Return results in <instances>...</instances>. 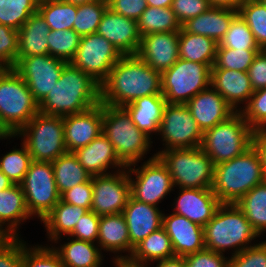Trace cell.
<instances>
[{
	"label": "cell",
	"mask_w": 266,
	"mask_h": 267,
	"mask_svg": "<svg viewBox=\"0 0 266 267\" xmlns=\"http://www.w3.org/2000/svg\"><path fill=\"white\" fill-rule=\"evenodd\" d=\"M64 142L68 152L85 147L102 133L103 104L63 117Z\"/></svg>",
	"instance_id": "d6986e66"
},
{
	"label": "cell",
	"mask_w": 266,
	"mask_h": 267,
	"mask_svg": "<svg viewBox=\"0 0 266 267\" xmlns=\"http://www.w3.org/2000/svg\"><path fill=\"white\" fill-rule=\"evenodd\" d=\"M163 141L162 151L200 147L203 132L186 104L167 103L159 129ZM165 142V143H164Z\"/></svg>",
	"instance_id": "4fadbf2b"
},
{
	"label": "cell",
	"mask_w": 266,
	"mask_h": 267,
	"mask_svg": "<svg viewBox=\"0 0 266 267\" xmlns=\"http://www.w3.org/2000/svg\"><path fill=\"white\" fill-rule=\"evenodd\" d=\"M97 33L106 38L122 56L136 55L138 52L141 35L136 20L107 8L99 23Z\"/></svg>",
	"instance_id": "ac0fdd59"
},
{
	"label": "cell",
	"mask_w": 266,
	"mask_h": 267,
	"mask_svg": "<svg viewBox=\"0 0 266 267\" xmlns=\"http://www.w3.org/2000/svg\"><path fill=\"white\" fill-rule=\"evenodd\" d=\"M247 73L254 91L266 87V50L258 52Z\"/></svg>",
	"instance_id": "6f0895ef"
},
{
	"label": "cell",
	"mask_w": 266,
	"mask_h": 267,
	"mask_svg": "<svg viewBox=\"0 0 266 267\" xmlns=\"http://www.w3.org/2000/svg\"><path fill=\"white\" fill-rule=\"evenodd\" d=\"M100 216L88 210L77 221L73 231L68 235L74 239L97 243ZM96 241V242H95Z\"/></svg>",
	"instance_id": "f907efd6"
},
{
	"label": "cell",
	"mask_w": 266,
	"mask_h": 267,
	"mask_svg": "<svg viewBox=\"0 0 266 267\" xmlns=\"http://www.w3.org/2000/svg\"><path fill=\"white\" fill-rule=\"evenodd\" d=\"M218 43L207 36L179 31V58L195 63L215 64Z\"/></svg>",
	"instance_id": "d6a6232c"
},
{
	"label": "cell",
	"mask_w": 266,
	"mask_h": 267,
	"mask_svg": "<svg viewBox=\"0 0 266 267\" xmlns=\"http://www.w3.org/2000/svg\"><path fill=\"white\" fill-rule=\"evenodd\" d=\"M162 227L170 237L175 256L185 257L205 249L203 227L186 217L163 214Z\"/></svg>",
	"instance_id": "7402d4cb"
},
{
	"label": "cell",
	"mask_w": 266,
	"mask_h": 267,
	"mask_svg": "<svg viewBox=\"0 0 266 267\" xmlns=\"http://www.w3.org/2000/svg\"><path fill=\"white\" fill-rule=\"evenodd\" d=\"M137 163L127 167L131 197L139 202L158 206L174 191L171 175L161 159L154 155L136 168ZM132 175H135L132 177ZM136 180V181H135Z\"/></svg>",
	"instance_id": "8fae6325"
},
{
	"label": "cell",
	"mask_w": 266,
	"mask_h": 267,
	"mask_svg": "<svg viewBox=\"0 0 266 267\" xmlns=\"http://www.w3.org/2000/svg\"><path fill=\"white\" fill-rule=\"evenodd\" d=\"M63 1L67 3H72L74 5H81V4L93 2L95 0H63Z\"/></svg>",
	"instance_id": "003e7915"
},
{
	"label": "cell",
	"mask_w": 266,
	"mask_h": 267,
	"mask_svg": "<svg viewBox=\"0 0 266 267\" xmlns=\"http://www.w3.org/2000/svg\"><path fill=\"white\" fill-rule=\"evenodd\" d=\"M37 113L39 104L26 82L10 69L0 78V115L3 121L16 134Z\"/></svg>",
	"instance_id": "30bf717a"
},
{
	"label": "cell",
	"mask_w": 266,
	"mask_h": 267,
	"mask_svg": "<svg viewBox=\"0 0 266 267\" xmlns=\"http://www.w3.org/2000/svg\"><path fill=\"white\" fill-rule=\"evenodd\" d=\"M102 132L126 167L142 161L151 150L152 138L136 127L124 107L103 104Z\"/></svg>",
	"instance_id": "5b68a950"
},
{
	"label": "cell",
	"mask_w": 266,
	"mask_h": 267,
	"mask_svg": "<svg viewBox=\"0 0 266 267\" xmlns=\"http://www.w3.org/2000/svg\"><path fill=\"white\" fill-rule=\"evenodd\" d=\"M67 62L49 54L17 57L13 69L22 77L38 104L58 82Z\"/></svg>",
	"instance_id": "9a60e30c"
},
{
	"label": "cell",
	"mask_w": 266,
	"mask_h": 267,
	"mask_svg": "<svg viewBox=\"0 0 266 267\" xmlns=\"http://www.w3.org/2000/svg\"><path fill=\"white\" fill-rule=\"evenodd\" d=\"M23 240L21 267H65L57 252L50 246L26 245Z\"/></svg>",
	"instance_id": "bcb514c9"
},
{
	"label": "cell",
	"mask_w": 266,
	"mask_h": 267,
	"mask_svg": "<svg viewBox=\"0 0 266 267\" xmlns=\"http://www.w3.org/2000/svg\"><path fill=\"white\" fill-rule=\"evenodd\" d=\"M210 86L236 111L240 104L248 103L254 90L247 72L228 69H211ZM240 107V108H238Z\"/></svg>",
	"instance_id": "d4e9b609"
},
{
	"label": "cell",
	"mask_w": 266,
	"mask_h": 267,
	"mask_svg": "<svg viewBox=\"0 0 266 267\" xmlns=\"http://www.w3.org/2000/svg\"><path fill=\"white\" fill-rule=\"evenodd\" d=\"M253 130L266 129V87L254 91L248 103L239 111Z\"/></svg>",
	"instance_id": "7dc6e473"
},
{
	"label": "cell",
	"mask_w": 266,
	"mask_h": 267,
	"mask_svg": "<svg viewBox=\"0 0 266 267\" xmlns=\"http://www.w3.org/2000/svg\"><path fill=\"white\" fill-rule=\"evenodd\" d=\"M162 95L161 73L137 55L122 56L101 84V104L124 107L135 99Z\"/></svg>",
	"instance_id": "6da1fadb"
},
{
	"label": "cell",
	"mask_w": 266,
	"mask_h": 267,
	"mask_svg": "<svg viewBox=\"0 0 266 267\" xmlns=\"http://www.w3.org/2000/svg\"><path fill=\"white\" fill-rule=\"evenodd\" d=\"M186 106L202 132L226 121L236 113L211 86L192 97Z\"/></svg>",
	"instance_id": "44dd1931"
},
{
	"label": "cell",
	"mask_w": 266,
	"mask_h": 267,
	"mask_svg": "<svg viewBox=\"0 0 266 267\" xmlns=\"http://www.w3.org/2000/svg\"><path fill=\"white\" fill-rule=\"evenodd\" d=\"M259 51L261 50H235L217 47L216 61L211 69H228L247 72Z\"/></svg>",
	"instance_id": "f6af8a7d"
},
{
	"label": "cell",
	"mask_w": 266,
	"mask_h": 267,
	"mask_svg": "<svg viewBox=\"0 0 266 267\" xmlns=\"http://www.w3.org/2000/svg\"><path fill=\"white\" fill-rule=\"evenodd\" d=\"M20 185L29 214L41 221L60 200L51 162L32 161Z\"/></svg>",
	"instance_id": "7c38bea8"
},
{
	"label": "cell",
	"mask_w": 266,
	"mask_h": 267,
	"mask_svg": "<svg viewBox=\"0 0 266 267\" xmlns=\"http://www.w3.org/2000/svg\"><path fill=\"white\" fill-rule=\"evenodd\" d=\"M121 57L106 38L92 33L80 38L79 47L70 63L101 85Z\"/></svg>",
	"instance_id": "5bb4252c"
},
{
	"label": "cell",
	"mask_w": 266,
	"mask_h": 267,
	"mask_svg": "<svg viewBox=\"0 0 266 267\" xmlns=\"http://www.w3.org/2000/svg\"><path fill=\"white\" fill-rule=\"evenodd\" d=\"M18 57V31L0 24V60L13 69Z\"/></svg>",
	"instance_id": "681fc988"
},
{
	"label": "cell",
	"mask_w": 266,
	"mask_h": 267,
	"mask_svg": "<svg viewBox=\"0 0 266 267\" xmlns=\"http://www.w3.org/2000/svg\"><path fill=\"white\" fill-rule=\"evenodd\" d=\"M157 262L156 267H187L185 257L181 256H174Z\"/></svg>",
	"instance_id": "94428289"
},
{
	"label": "cell",
	"mask_w": 266,
	"mask_h": 267,
	"mask_svg": "<svg viewBox=\"0 0 266 267\" xmlns=\"http://www.w3.org/2000/svg\"><path fill=\"white\" fill-rule=\"evenodd\" d=\"M211 68L181 58L161 73L162 95L169 104H186L199 92L210 87Z\"/></svg>",
	"instance_id": "9c48e42d"
},
{
	"label": "cell",
	"mask_w": 266,
	"mask_h": 267,
	"mask_svg": "<svg viewBox=\"0 0 266 267\" xmlns=\"http://www.w3.org/2000/svg\"><path fill=\"white\" fill-rule=\"evenodd\" d=\"M108 8L107 0H95L77 5L73 30L80 36L97 33L99 23Z\"/></svg>",
	"instance_id": "ab89813d"
},
{
	"label": "cell",
	"mask_w": 266,
	"mask_h": 267,
	"mask_svg": "<svg viewBox=\"0 0 266 267\" xmlns=\"http://www.w3.org/2000/svg\"><path fill=\"white\" fill-rule=\"evenodd\" d=\"M52 163L54 177L60 195L72 187L87 182L91 175L79 163L73 152L60 155Z\"/></svg>",
	"instance_id": "e575fe53"
},
{
	"label": "cell",
	"mask_w": 266,
	"mask_h": 267,
	"mask_svg": "<svg viewBox=\"0 0 266 267\" xmlns=\"http://www.w3.org/2000/svg\"><path fill=\"white\" fill-rule=\"evenodd\" d=\"M73 153L91 176L110 174L112 172L108 170L109 168H116L117 172L127 168L119 160L112 143L103 132L88 145L77 149Z\"/></svg>",
	"instance_id": "cb8c5ba5"
},
{
	"label": "cell",
	"mask_w": 266,
	"mask_h": 267,
	"mask_svg": "<svg viewBox=\"0 0 266 267\" xmlns=\"http://www.w3.org/2000/svg\"><path fill=\"white\" fill-rule=\"evenodd\" d=\"M173 213L204 227L222 204L211 188H177ZM175 211V212H174Z\"/></svg>",
	"instance_id": "ffe728a7"
},
{
	"label": "cell",
	"mask_w": 266,
	"mask_h": 267,
	"mask_svg": "<svg viewBox=\"0 0 266 267\" xmlns=\"http://www.w3.org/2000/svg\"><path fill=\"white\" fill-rule=\"evenodd\" d=\"M112 262L114 263L113 266H115V267H120V266H119V260H113Z\"/></svg>",
	"instance_id": "89a4df30"
},
{
	"label": "cell",
	"mask_w": 266,
	"mask_h": 267,
	"mask_svg": "<svg viewBox=\"0 0 266 267\" xmlns=\"http://www.w3.org/2000/svg\"><path fill=\"white\" fill-rule=\"evenodd\" d=\"M211 7L238 10L245 0H208Z\"/></svg>",
	"instance_id": "91938a15"
},
{
	"label": "cell",
	"mask_w": 266,
	"mask_h": 267,
	"mask_svg": "<svg viewBox=\"0 0 266 267\" xmlns=\"http://www.w3.org/2000/svg\"><path fill=\"white\" fill-rule=\"evenodd\" d=\"M225 254L204 249L185 256L187 267H228L229 258Z\"/></svg>",
	"instance_id": "11a10c76"
},
{
	"label": "cell",
	"mask_w": 266,
	"mask_h": 267,
	"mask_svg": "<svg viewBox=\"0 0 266 267\" xmlns=\"http://www.w3.org/2000/svg\"><path fill=\"white\" fill-rule=\"evenodd\" d=\"M261 1L266 6V0H261Z\"/></svg>",
	"instance_id": "8c879c8a"
},
{
	"label": "cell",
	"mask_w": 266,
	"mask_h": 267,
	"mask_svg": "<svg viewBox=\"0 0 266 267\" xmlns=\"http://www.w3.org/2000/svg\"><path fill=\"white\" fill-rule=\"evenodd\" d=\"M238 14L248 24L261 50H266V6L261 0H245Z\"/></svg>",
	"instance_id": "60d3db41"
},
{
	"label": "cell",
	"mask_w": 266,
	"mask_h": 267,
	"mask_svg": "<svg viewBox=\"0 0 266 267\" xmlns=\"http://www.w3.org/2000/svg\"><path fill=\"white\" fill-rule=\"evenodd\" d=\"M92 191L93 184L91 176V178L87 182L78 184L71 189L63 192L60 195V200L70 205H77L79 207L91 210L93 194Z\"/></svg>",
	"instance_id": "db71d44e"
},
{
	"label": "cell",
	"mask_w": 266,
	"mask_h": 267,
	"mask_svg": "<svg viewBox=\"0 0 266 267\" xmlns=\"http://www.w3.org/2000/svg\"><path fill=\"white\" fill-rule=\"evenodd\" d=\"M63 245H52L65 267H101L104 260L98 244L68 236Z\"/></svg>",
	"instance_id": "1f68e13d"
},
{
	"label": "cell",
	"mask_w": 266,
	"mask_h": 267,
	"mask_svg": "<svg viewBox=\"0 0 266 267\" xmlns=\"http://www.w3.org/2000/svg\"><path fill=\"white\" fill-rule=\"evenodd\" d=\"M33 218L27 209L25 195L20 184L0 191V236L18 238L20 224ZM6 225V226H5Z\"/></svg>",
	"instance_id": "484cf974"
},
{
	"label": "cell",
	"mask_w": 266,
	"mask_h": 267,
	"mask_svg": "<svg viewBox=\"0 0 266 267\" xmlns=\"http://www.w3.org/2000/svg\"><path fill=\"white\" fill-rule=\"evenodd\" d=\"M37 0H1L0 24L19 30L27 19L38 12Z\"/></svg>",
	"instance_id": "f35d334b"
},
{
	"label": "cell",
	"mask_w": 266,
	"mask_h": 267,
	"mask_svg": "<svg viewBox=\"0 0 266 267\" xmlns=\"http://www.w3.org/2000/svg\"><path fill=\"white\" fill-rule=\"evenodd\" d=\"M100 103L101 85L67 63L58 82L39 103V113L64 117L85 112Z\"/></svg>",
	"instance_id": "7a4b0ae2"
},
{
	"label": "cell",
	"mask_w": 266,
	"mask_h": 267,
	"mask_svg": "<svg viewBox=\"0 0 266 267\" xmlns=\"http://www.w3.org/2000/svg\"><path fill=\"white\" fill-rule=\"evenodd\" d=\"M237 15L238 10L210 7L206 12L187 20L182 28L188 33L207 36L219 43Z\"/></svg>",
	"instance_id": "83f0119b"
},
{
	"label": "cell",
	"mask_w": 266,
	"mask_h": 267,
	"mask_svg": "<svg viewBox=\"0 0 266 267\" xmlns=\"http://www.w3.org/2000/svg\"><path fill=\"white\" fill-rule=\"evenodd\" d=\"M23 240L18 238L0 239V267H21Z\"/></svg>",
	"instance_id": "816d5d0a"
},
{
	"label": "cell",
	"mask_w": 266,
	"mask_h": 267,
	"mask_svg": "<svg viewBox=\"0 0 266 267\" xmlns=\"http://www.w3.org/2000/svg\"><path fill=\"white\" fill-rule=\"evenodd\" d=\"M252 145L259 153L266 182V129L253 131Z\"/></svg>",
	"instance_id": "680465c9"
},
{
	"label": "cell",
	"mask_w": 266,
	"mask_h": 267,
	"mask_svg": "<svg viewBox=\"0 0 266 267\" xmlns=\"http://www.w3.org/2000/svg\"><path fill=\"white\" fill-rule=\"evenodd\" d=\"M10 70V68L0 60V78Z\"/></svg>",
	"instance_id": "a7ac6f4b"
},
{
	"label": "cell",
	"mask_w": 266,
	"mask_h": 267,
	"mask_svg": "<svg viewBox=\"0 0 266 267\" xmlns=\"http://www.w3.org/2000/svg\"><path fill=\"white\" fill-rule=\"evenodd\" d=\"M175 256L170 237L161 227L143 239L135 248L129 258L139 264H150ZM150 262V263H149Z\"/></svg>",
	"instance_id": "836d02e7"
},
{
	"label": "cell",
	"mask_w": 266,
	"mask_h": 267,
	"mask_svg": "<svg viewBox=\"0 0 266 267\" xmlns=\"http://www.w3.org/2000/svg\"><path fill=\"white\" fill-rule=\"evenodd\" d=\"M38 12L46 20L50 30L73 29L77 5L63 0L45 1L38 4Z\"/></svg>",
	"instance_id": "74e56055"
},
{
	"label": "cell",
	"mask_w": 266,
	"mask_h": 267,
	"mask_svg": "<svg viewBox=\"0 0 266 267\" xmlns=\"http://www.w3.org/2000/svg\"><path fill=\"white\" fill-rule=\"evenodd\" d=\"M80 36L73 30H50L48 35V54L70 63L79 47Z\"/></svg>",
	"instance_id": "b9f144b4"
},
{
	"label": "cell",
	"mask_w": 266,
	"mask_h": 267,
	"mask_svg": "<svg viewBox=\"0 0 266 267\" xmlns=\"http://www.w3.org/2000/svg\"><path fill=\"white\" fill-rule=\"evenodd\" d=\"M259 236L266 232V182L253 187L235 203Z\"/></svg>",
	"instance_id": "d590c367"
},
{
	"label": "cell",
	"mask_w": 266,
	"mask_h": 267,
	"mask_svg": "<svg viewBox=\"0 0 266 267\" xmlns=\"http://www.w3.org/2000/svg\"><path fill=\"white\" fill-rule=\"evenodd\" d=\"M120 267H148V264H139L132 262L130 259H121L119 260Z\"/></svg>",
	"instance_id": "03108f58"
},
{
	"label": "cell",
	"mask_w": 266,
	"mask_h": 267,
	"mask_svg": "<svg viewBox=\"0 0 266 267\" xmlns=\"http://www.w3.org/2000/svg\"><path fill=\"white\" fill-rule=\"evenodd\" d=\"M15 138V133L7 126L0 115V140Z\"/></svg>",
	"instance_id": "6125c7cd"
},
{
	"label": "cell",
	"mask_w": 266,
	"mask_h": 267,
	"mask_svg": "<svg viewBox=\"0 0 266 267\" xmlns=\"http://www.w3.org/2000/svg\"><path fill=\"white\" fill-rule=\"evenodd\" d=\"M166 104L163 95H148L135 99L124 108L131 115L136 127L152 138L153 133L157 136L159 134Z\"/></svg>",
	"instance_id": "f1b7e54d"
},
{
	"label": "cell",
	"mask_w": 266,
	"mask_h": 267,
	"mask_svg": "<svg viewBox=\"0 0 266 267\" xmlns=\"http://www.w3.org/2000/svg\"><path fill=\"white\" fill-rule=\"evenodd\" d=\"M228 267H266V240L229 257Z\"/></svg>",
	"instance_id": "c3c4849f"
},
{
	"label": "cell",
	"mask_w": 266,
	"mask_h": 267,
	"mask_svg": "<svg viewBox=\"0 0 266 267\" xmlns=\"http://www.w3.org/2000/svg\"><path fill=\"white\" fill-rule=\"evenodd\" d=\"M210 7L208 0H173L171 5V9L181 25L206 12Z\"/></svg>",
	"instance_id": "f5cc1de1"
},
{
	"label": "cell",
	"mask_w": 266,
	"mask_h": 267,
	"mask_svg": "<svg viewBox=\"0 0 266 267\" xmlns=\"http://www.w3.org/2000/svg\"><path fill=\"white\" fill-rule=\"evenodd\" d=\"M147 5L151 7L169 8L172 5L173 0H146Z\"/></svg>",
	"instance_id": "be15d7a7"
},
{
	"label": "cell",
	"mask_w": 266,
	"mask_h": 267,
	"mask_svg": "<svg viewBox=\"0 0 266 267\" xmlns=\"http://www.w3.org/2000/svg\"><path fill=\"white\" fill-rule=\"evenodd\" d=\"M137 24L141 36L180 31L182 28L171 7L157 8L148 6L137 20Z\"/></svg>",
	"instance_id": "8d00e7d4"
},
{
	"label": "cell",
	"mask_w": 266,
	"mask_h": 267,
	"mask_svg": "<svg viewBox=\"0 0 266 267\" xmlns=\"http://www.w3.org/2000/svg\"><path fill=\"white\" fill-rule=\"evenodd\" d=\"M13 185V182L0 170V191Z\"/></svg>",
	"instance_id": "e7e4bbea"
},
{
	"label": "cell",
	"mask_w": 266,
	"mask_h": 267,
	"mask_svg": "<svg viewBox=\"0 0 266 267\" xmlns=\"http://www.w3.org/2000/svg\"><path fill=\"white\" fill-rule=\"evenodd\" d=\"M217 47L235 50H261L248 24L239 14L232 20L229 30L220 40Z\"/></svg>",
	"instance_id": "7bdbcfd3"
},
{
	"label": "cell",
	"mask_w": 266,
	"mask_h": 267,
	"mask_svg": "<svg viewBox=\"0 0 266 267\" xmlns=\"http://www.w3.org/2000/svg\"><path fill=\"white\" fill-rule=\"evenodd\" d=\"M263 182L261 159L252 145L242 155L215 165L211 190L221 203H236Z\"/></svg>",
	"instance_id": "3957f363"
},
{
	"label": "cell",
	"mask_w": 266,
	"mask_h": 267,
	"mask_svg": "<svg viewBox=\"0 0 266 267\" xmlns=\"http://www.w3.org/2000/svg\"><path fill=\"white\" fill-rule=\"evenodd\" d=\"M49 26L39 12L31 15L18 30V57L48 54Z\"/></svg>",
	"instance_id": "f546056e"
},
{
	"label": "cell",
	"mask_w": 266,
	"mask_h": 267,
	"mask_svg": "<svg viewBox=\"0 0 266 267\" xmlns=\"http://www.w3.org/2000/svg\"><path fill=\"white\" fill-rule=\"evenodd\" d=\"M15 136L21 137L33 161L53 162L68 152L61 116L37 113Z\"/></svg>",
	"instance_id": "ba28073f"
},
{
	"label": "cell",
	"mask_w": 266,
	"mask_h": 267,
	"mask_svg": "<svg viewBox=\"0 0 266 267\" xmlns=\"http://www.w3.org/2000/svg\"><path fill=\"white\" fill-rule=\"evenodd\" d=\"M88 209L77 205H70L61 200L41 221L46 228L47 238L52 243H58L60 238L68 236L74 229L77 221Z\"/></svg>",
	"instance_id": "4dcf8cb0"
},
{
	"label": "cell",
	"mask_w": 266,
	"mask_h": 267,
	"mask_svg": "<svg viewBox=\"0 0 266 267\" xmlns=\"http://www.w3.org/2000/svg\"><path fill=\"white\" fill-rule=\"evenodd\" d=\"M203 235L205 249L222 254L231 249L232 256L253 246L251 242L260 237L235 203H222L203 227Z\"/></svg>",
	"instance_id": "277c9868"
},
{
	"label": "cell",
	"mask_w": 266,
	"mask_h": 267,
	"mask_svg": "<svg viewBox=\"0 0 266 267\" xmlns=\"http://www.w3.org/2000/svg\"><path fill=\"white\" fill-rule=\"evenodd\" d=\"M108 8L127 18L138 20L148 7L146 0H107Z\"/></svg>",
	"instance_id": "9f6ffc18"
},
{
	"label": "cell",
	"mask_w": 266,
	"mask_h": 267,
	"mask_svg": "<svg viewBox=\"0 0 266 267\" xmlns=\"http://www.w3.org/2000/svg\"><path fill=\"white\" fill-rule=\"evenodd\" d=\"M91 210L98 216L122 213L130 194L127 168L106 175L92 176Z\"/></svg>",
	"instance_id": "2e32d148"
},
{
	"label": "cell",
	"mask_w": 266,
	"mask_h": 267,
	"mask_svg": "<svg viewBox=\"0 0 266 267\" xmlns=\"http://www.w3.org/2000/svg\"><path fill=\"white\" fill-rule=\"evenodd\" d=\"M38 3L45 2V1H53V0H37Z\"/></svg>",
	"instance_id": "2644e50d"
},
{
	"label": "cell",
	"mask_w": 266,
	"mask_h": 267,
	"mask_svg": "<svg viewBox=\"0 0 266 267\" xmlns=\"http://www.w3.org/2000/svg\"><path fill=\"white\" fill-rule=\"evenodd\" d=\"M97 244L101 251H110L117 254L112 260L129 259L131 257L134 248L131 246L129 230L122 213L100 216ZM122 252L128 254L122 256Z\"/></svg>",
	"instance_id": "4316f807"
},
{
	"label": "cell",
	"mask_w": 266,
	"mask_h": 267,
	"mask_svg": "<svg viewBox=\"0 0 266 267\" xmlns=\"http://www.w3.org/2000/svg\"><path fill=\"white\" fill-rule=\"evenodd\" d=\"M21 149L13 148L12 151L0 157V170L13 182L21 184L33 161L26 146L21 143Z\"/></svg>",
	"instance_id": "ee69618b"
},
{
	"label": "cell",
	"mask_w": 266,
	"mask_h": 267,
	"mask_svg": "<svg viewBox=\"0 0 266 267\" xmlns=\"http://www.w3.org/2000/svg\"><path fill=\"white\" fill-rule=\"evenodd\" d=\"M163 211L159 206L139 202L129 197L122 212L129 230L131 246L135 248L152 232L157 231L163 224Z\"/></svg>",
	"instance_id": "603a6c76"
},
{
	"label": "cell",
	"mask_w": 266,
	"mask_h": 267,
	"mask_svg": "<svg viewBox=\"0 0 266 267\" xmlns=\"http://www.w3.org/2000/svg\"><path fill=\"white\" fill-rule=\"evenodd\" d=\"M166 165L177 188H211L214 163L201 149H171L155 153Z\"/></svg>",
	"instance_id": "52a82bcc"
},
{
	"label": "cell",
	"mask_w": 266,
	"mask_h": 267,
	"mask_svg": "<svg viewBox=\"0 0 266 267\" xmlns=\"http://www.w3.org/2000/svg\"><path fill=\"white\" fill-rule=\"evenodd\" d=\"M136 55L154 70L166 71L179 59V31L141 36Z\"/></svg>",
	"instance_id": "e0dca14e"
},
{
	"label": "cell",
	"mask_w": 266,
	"mask_h": 267,
	"mask_svg": "<svg viewBox=\"0 0 266 267\" xmlns=\"http://www.w3.org/2000/svg\"><path fill=\"white\" fill-rule=\"evenodd\" d=\"M253 131L238 111L226 121L204 131L200 147L217 165L242 155L250 148Z\"/></svg>",
	"instance_id": "8992f818"
}]
</instances>
